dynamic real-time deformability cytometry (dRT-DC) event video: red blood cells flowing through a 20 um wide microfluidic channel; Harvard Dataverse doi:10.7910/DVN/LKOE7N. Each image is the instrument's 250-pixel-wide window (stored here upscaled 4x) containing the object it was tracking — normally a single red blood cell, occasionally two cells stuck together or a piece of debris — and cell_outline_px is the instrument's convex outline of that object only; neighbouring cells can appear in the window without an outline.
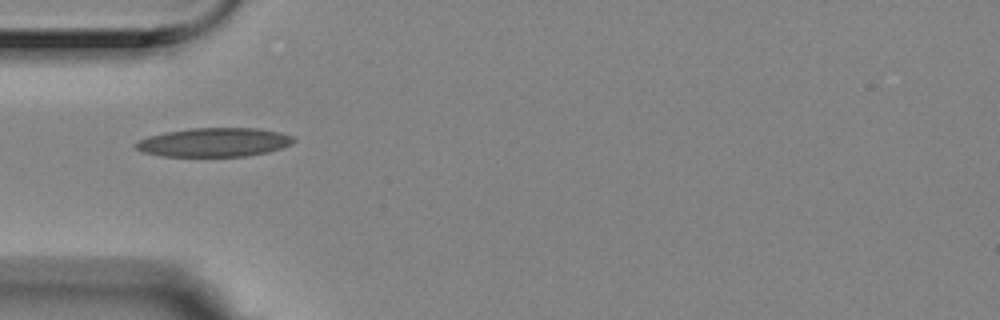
{"species": "Egyptian fruit bat (a non-hibernating species)", "species_latin": "Rousettus aegyptiacus", "temperature_condition": "room temperature", "stored_images_in_passage": 9, "camera_frame_rate_fps": 3000, "um_per_image_px": 0.085, "animal": {"sex": "female"}, "frame": {"image": 1, "passage_image": 1, "time_ms": 0.0, "image_size_px": [1000, 320], "cell_outline_px": [[296, 140], [292, 144], [268, 152], [248, 156], [160, 156], [144, 152], [136, 148], [132, 144], [148, 136], [168, 132], [192, 128], [260, 128], [280, 132], [292, 136]], "centroid_in_image_um": [18.23, 12.09], "position_along_channel_um": 66.8, "area_um2": 26.53}}
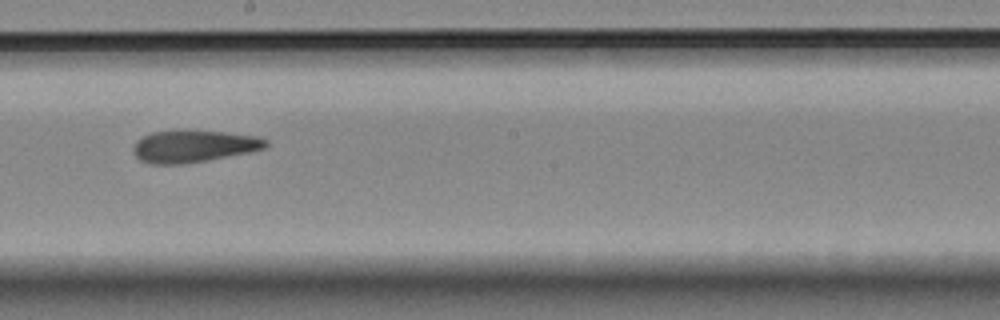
{"frame": {"image": 2, "passage_image": 5, "time_ms": 1.333, "image_size_px": [1000, 320], "cell_outline_px": [[268, 144], [264, 148], [248, 152], [208, 160], [184, 164], [148, 164], [140, 160], [132, 152], [132, 148], [136, 140], [152, 132], [224, 132], [256, 136], [268, 140]], "centroid_in_image_um": [16.42, 12.46], "position_along_channel_um": 231.8, "area_um2": 24.28}}
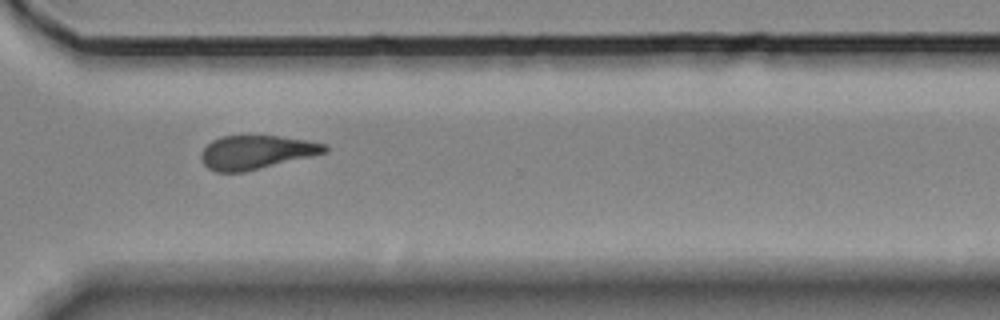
{"frame": {"image": 3, "passage_image": 8, "time_ms": 2.333, "image_size_px": [1000, 320], "cell_outline_px": [[328, 152], [244, 172], [216, 172], [208, 168], [200, 160], [200, 152], [212, 140], [220, 136], [276, 136], [304, 140], [324, 144], [328, 148]], "centroid_in_image_um": [21.73, 12.95], "position_along_channel_um": 348.9, "area_um2": 24.1}}